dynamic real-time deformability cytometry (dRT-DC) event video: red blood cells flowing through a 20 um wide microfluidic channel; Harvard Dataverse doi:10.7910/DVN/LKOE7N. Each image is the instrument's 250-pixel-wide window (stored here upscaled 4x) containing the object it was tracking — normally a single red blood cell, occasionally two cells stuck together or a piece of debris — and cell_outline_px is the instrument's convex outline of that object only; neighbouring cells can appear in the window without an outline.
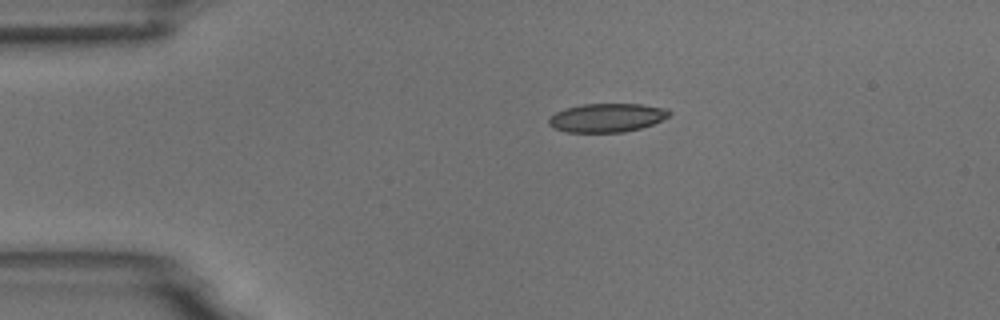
{"species": "common noctule bat (a hibernating species)", "species_latin": "Nyctalus noctula", "temperature_condition": "room temperature", "stored_images_in_passage": 4, "camera_frame_rate_fps": 3000, "um_per_image_px": 0.085, "animal": {"sex": "male", "body_mass_g": 18.8}, "frame": {"image": 1, "passage_image": 4, "time_ms": 4.667, "image_size_px": [1000, 320], "cell_outline_px": [[672, 112], [668, 116], [652, 124], [640, 128], [624, 132], [568, 132], [552, 128], [548, 124], [548, 116], [564, 108], [584, 104], [640, 104], [668, 108]], "centroid_in_image_um": [51.55, 10.0], "position_along_channel_um": 33.5, "area_um2": 20.23}}